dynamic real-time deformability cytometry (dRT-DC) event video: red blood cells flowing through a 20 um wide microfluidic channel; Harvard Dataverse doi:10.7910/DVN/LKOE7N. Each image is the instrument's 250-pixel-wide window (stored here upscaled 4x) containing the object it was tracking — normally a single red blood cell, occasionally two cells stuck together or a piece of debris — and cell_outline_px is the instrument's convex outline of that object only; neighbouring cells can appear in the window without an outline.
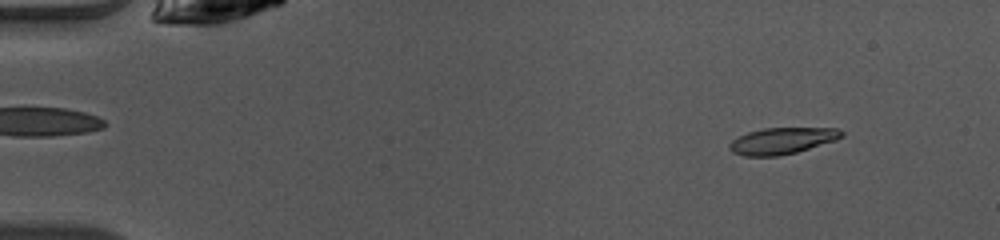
{"species": "common noctule bat (a hibernating species)", "species_latin": "Nyctalus noctula", "temperature_condition": "warm", "stored_images_in_passage": 44, "camera_frame_rate_fps": 3000, "um_per_image_px": 0.085, "animal": {"sex": "female", "body_mass_g": 10.0, "forearm_length_mm": 53.1}, "frame": {"image": 1, "passage_image": 1, "time_ms": 0.0, "image_size_px": [1000, 240], "cell_outline_px": [[844, 136], [836, 140], [796, 152], [780, 156], [744, 156], [732, 152], [728, 148], [728, 144], [732, 140], [748, 132], [764, 128], [840, 128], [844, 132]], "centroid_in_image_um": [66.48, 11.97], "position_along_channel_um": 18.5, "area_um2": 17.34}}
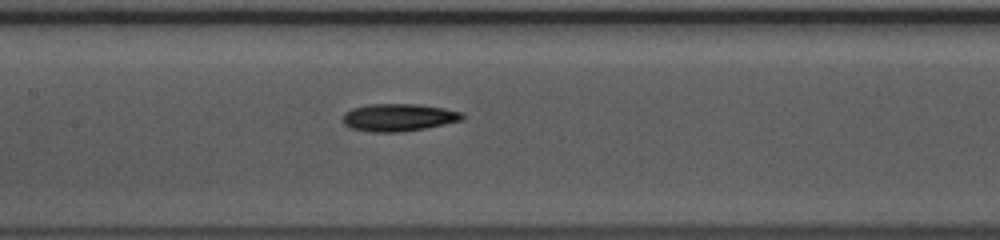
{"frame": {"image": 2, "passage_image": 19, "time_ms": 6.0, "image_size_px": [1000, 240], "cell_outline_px": [[464, 120], [424, 128], [400, 132], [372, 132], [352, 128], [344, 124], [344, 112], [352, 108], [368, 104], [416, 104], [444, 108], [460, 112], [464, 116]], "centroid_in_image_um": [33.87, 9.98], "position_along_channel_um": 173.5, "area_um2": 19.02}}
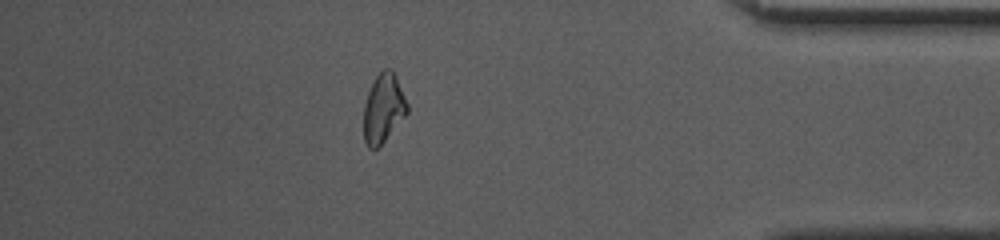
{"frame": {"image": 3, "passage_image": 38, "time_ms": 12.333, "image_size_px": [1000, 240], "cell_outline_px": [[408, 112], [384, 140], [376, 148], [368, 148], [364, 140], [364, 104], [368, 92], [376, 76], [384, 68], [392, 68], [396, 76], [408, 104]], "centroid_in_image_um": [32.58, 9.17], "position_along_channel_um": 402.6, "area_um2": 17.22}, "authors_computed_cell_mechanics": {"area_um2": 18.0625, "velocity_mm_per_s": 4.1283, "shape_relaxation_time_tau1_ms": 4.6942, "shape_relaxation_time_tau2_ms": null, "deformation_change_tau1": 0.174, "deformation_change_tau2": null}}